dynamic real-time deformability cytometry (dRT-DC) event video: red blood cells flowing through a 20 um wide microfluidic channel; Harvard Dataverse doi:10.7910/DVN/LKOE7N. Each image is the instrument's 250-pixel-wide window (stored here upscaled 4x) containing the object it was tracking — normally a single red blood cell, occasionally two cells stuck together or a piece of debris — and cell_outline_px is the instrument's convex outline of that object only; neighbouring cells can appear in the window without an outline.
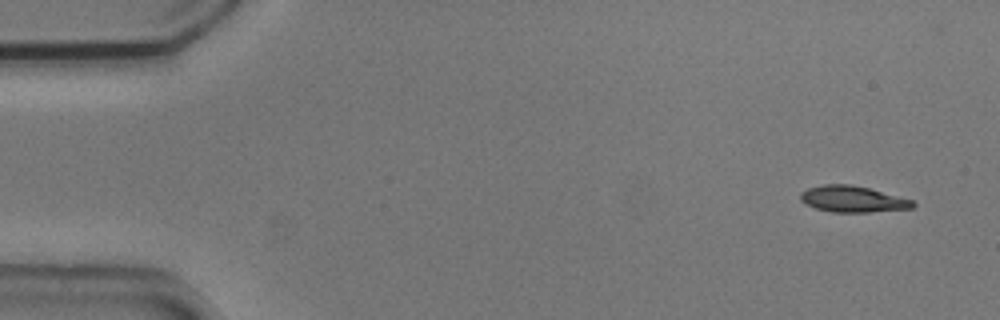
{"species": "common noctule bat (a hibernating species)", "species_latin": "Nyctalus noctula", "temperature_condition": "cold", "stored_images_in_passage": 4, "camera_frame_rate_fps": 3000, "um_per_image_px": 0.085, "animal": {"sex": "male", "body_mass_g": 20.5, "forearm_length_mm": 52.5}, "frame": {"image": 1, "passage_image": 1, "time_ms": 0.0, "image_size_px": [1000, 320], "cell_outline_px": [[916, 204], [912, 208], [868, 212], [832, 212], [816, 208], [800, 200], [800, 192], [808, 188], [824, 184], [852, 184], [868, 188], [912, 200]], "centroid_in_image_um": [72.45, 16.92], "position_along_channel_um": 12.5, "area_um2": 16.99}}
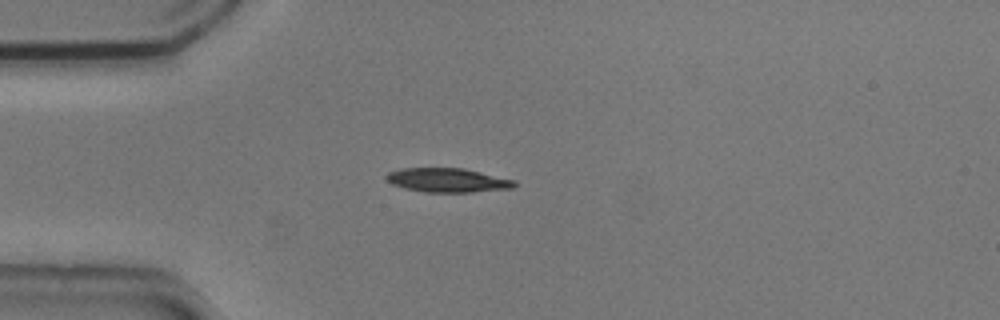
{"frame": {"image": 2, "passage_image": 4, "time_ms": 1.0, "image_size_px": [1000, 320], "cell_outline_px": [[520, 184], [516, 188], [472, 192], [424, 192], [404, 188], [392, 184], [384, 176], [388, 172], [400, 168], [464, 168], [516, 180]], "centroid_in_image_um": [38.1, 15.32], "position_along_channel_um": 46.9, "area_um2": 18.26}}